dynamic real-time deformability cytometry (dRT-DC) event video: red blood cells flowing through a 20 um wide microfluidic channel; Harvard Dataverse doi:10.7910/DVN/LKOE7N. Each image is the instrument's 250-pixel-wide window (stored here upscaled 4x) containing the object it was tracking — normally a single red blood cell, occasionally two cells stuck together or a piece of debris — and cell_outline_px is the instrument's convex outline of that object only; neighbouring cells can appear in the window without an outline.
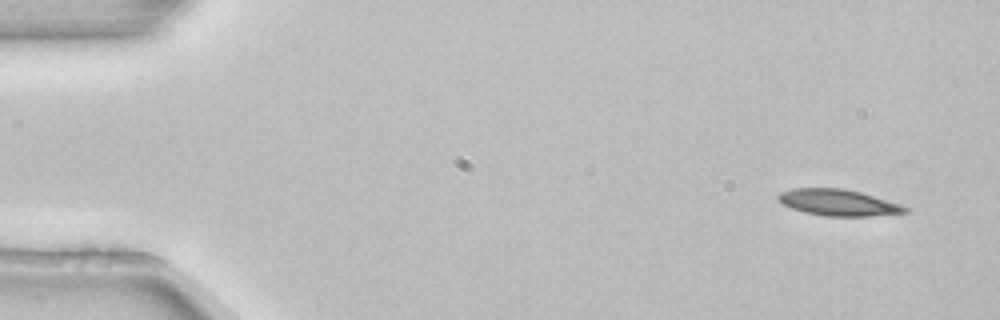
{"species": "common noctule bat (a hibernating species)", "species_latin": "Nyctalus noctula", "temperature_condition": "room temperature", "stored_images_in_passage": 4, "camera_frame_rate_fps": 3000, "um_per_image_px": 0.085, "animal": {"sex": "female", "body_mass_g": 22.7, "forearm_length_mm": 54.2}, "frame": {"image": 1, "passage_image": 1, "time_ms": 0.0, "image_size_px": [1000, 320], "cell_outline_px": [[908, 212], [868, 216], [828, 216], [804, 212], [792, 208], [784, 204], [776, 196], [780, 192], [792, 188], [844, 188], [860, 192], [900, 204], [908, 208]], "centroid_in_image_um": [71.24, 17.21], "position_along_channel_um": 13.8, "area_um2": 19.25}}
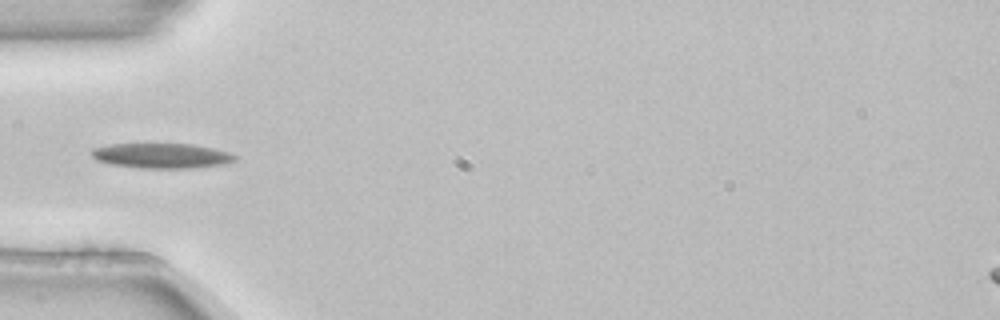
{"frame": {"image": 2, "passage_image": 4, "time_ms": 1.0, "image_size_px": [1000, 320], "cell_outline_px": [[240, 156], [236, 160], [224, 164], [192, 168], [140, 168], [108, 164], [96, 160], [92, 156], [92, 148], [112, 144], [192, 144], [212, 148], [228, 152]], "centroid_in_image_um": [13.75, 13.24], "position_along_channel_um": 71.3, "area_um2": 20.98}}